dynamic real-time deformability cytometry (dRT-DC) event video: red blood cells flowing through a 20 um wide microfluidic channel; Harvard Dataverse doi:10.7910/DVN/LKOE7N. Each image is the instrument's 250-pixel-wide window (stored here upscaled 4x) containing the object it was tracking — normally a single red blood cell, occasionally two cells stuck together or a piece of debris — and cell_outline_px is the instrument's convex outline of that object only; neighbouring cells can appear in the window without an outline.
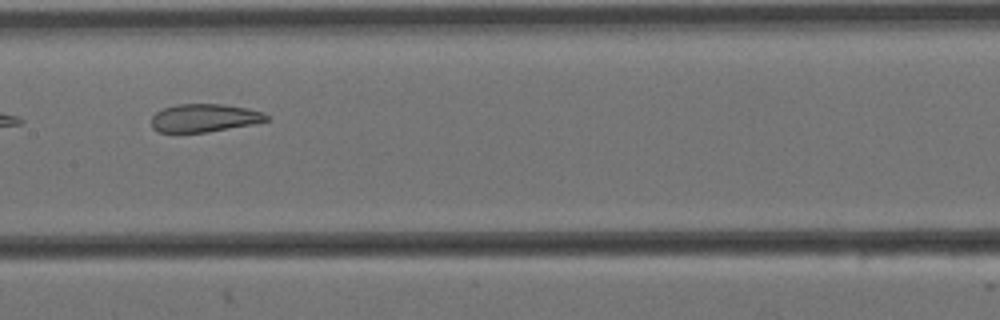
{"species": "Egyptian fruit bat (a non-hibernating species)", "species_latin": "Rousettus aegyptiacus", "temperature_condition": "cold", "stored_images_in_passage": 8, "camera_frame_rate_fps": 3000, "um_per_image_px": 0.085, "animal": {"sex": "female"}, "frame": {"image": 1, "passage_image": 5, "time_ms": 1.333, "image_size_px": [1000, 320], "cell_outline_px": [[268, 120], [252, 124], [204, 132], [160, 132], [152, 128], [152, 116], [156, 112], [164, 108], [176, 104], [220, 104], [248, 108], [264, 112], [268, 116]], "centroid_in_image_um": [17.36, 10.01], "position_along_channel_um": 190.0, "area_um2": 18.61}}
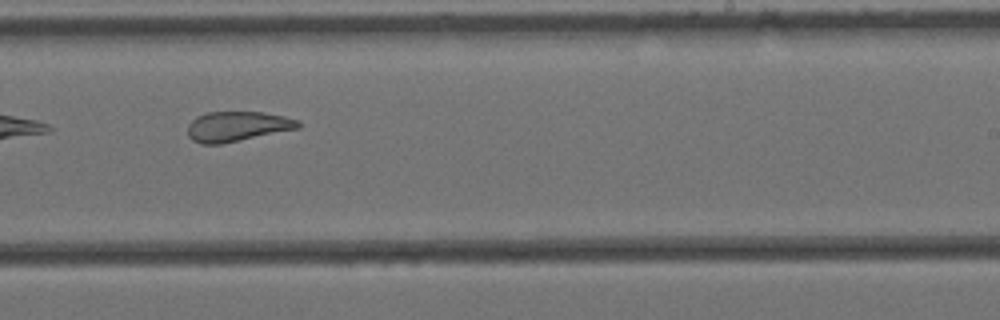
{"frame": {"image": 2, "passage_image": 7, "time_ms": 2.0, "image_size_px": [1000, 320], "cell_outline_px": [[300, 128], [220, 144], [200, 144], [192, 140], [188, 136], [188, 124], [196, 116], [208, 112], [260, 112], [284, 116], [300, 120]], "centroid_in_image_um": [20.15, 10.74], "position_along_channel_um": 268.8, "area_um2": 19.31}}
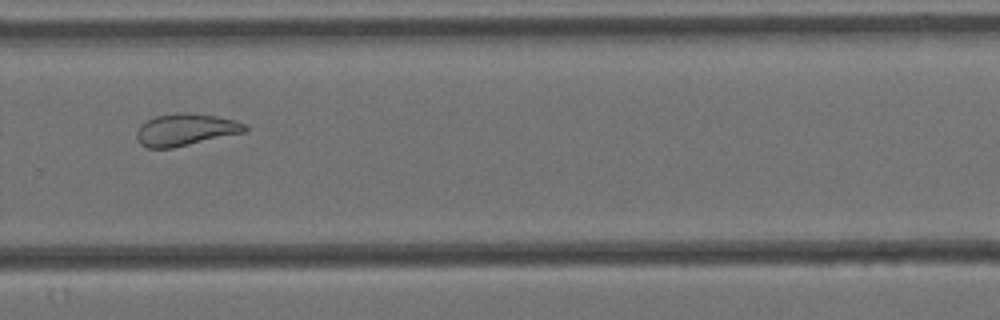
{"frame": {"image": 3, "passage_image": 8, "time_ms": 2.333, "image_size_px": [1000, 320], "cell_outline_px": [[248, 132], [172, 148], [148, 148], [140, 144], [136, 136], [136, 132], [140, 124], [156, 116], [176, 112], [184, 112], [216, 116], [248, 124]], "centroid_in_image_um": [15.79, 11.03], "position_along_channel_um": 314.0, "area_um2": 20.4}}